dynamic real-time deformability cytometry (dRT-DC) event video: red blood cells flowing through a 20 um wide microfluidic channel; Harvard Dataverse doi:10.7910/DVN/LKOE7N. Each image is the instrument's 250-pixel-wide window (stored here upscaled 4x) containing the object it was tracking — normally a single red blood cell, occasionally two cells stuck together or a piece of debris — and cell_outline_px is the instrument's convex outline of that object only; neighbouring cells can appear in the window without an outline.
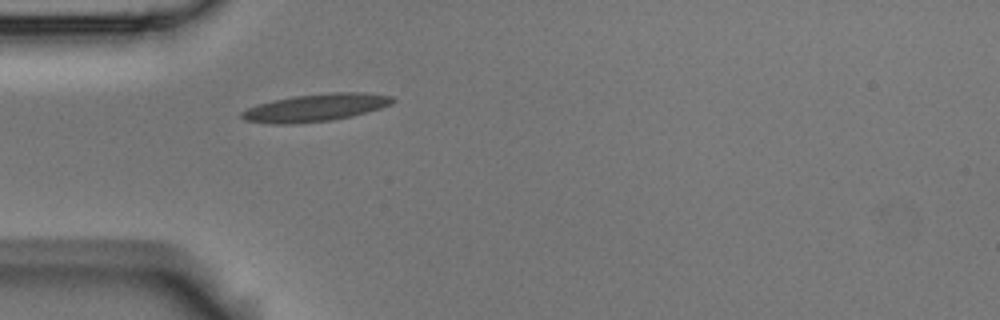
{"species": "Egyptian fruit bat (a non-hibernating species)", "species_latin": "Rousettus aegyptiacus", "temperature_condition": "room temperature", "stored_images_in_passage": 3, "camera_frame_rate_fps": 3000, "um_per_image_px": 0.085, "animal": {"sex": "male"}, "frame": {"image": 1, "passage_image": 3, "time_ms": 0.667, "image_size_px": [1000, 320], "cell_outline_px": [[396, 100], [392, 104], [380, 108], [352, 116], [328, 120], [292, 124], [272, 124], [244, 120], [240, 116], [240, 112], [248, 108], [272, 100], [296, 96], [328, 92], [364, 92], [392, 96]], "centroid_in_image_um": [26.83, 9.14], "position_along_channel_um": 58.2, "area_um2": 24.1}}